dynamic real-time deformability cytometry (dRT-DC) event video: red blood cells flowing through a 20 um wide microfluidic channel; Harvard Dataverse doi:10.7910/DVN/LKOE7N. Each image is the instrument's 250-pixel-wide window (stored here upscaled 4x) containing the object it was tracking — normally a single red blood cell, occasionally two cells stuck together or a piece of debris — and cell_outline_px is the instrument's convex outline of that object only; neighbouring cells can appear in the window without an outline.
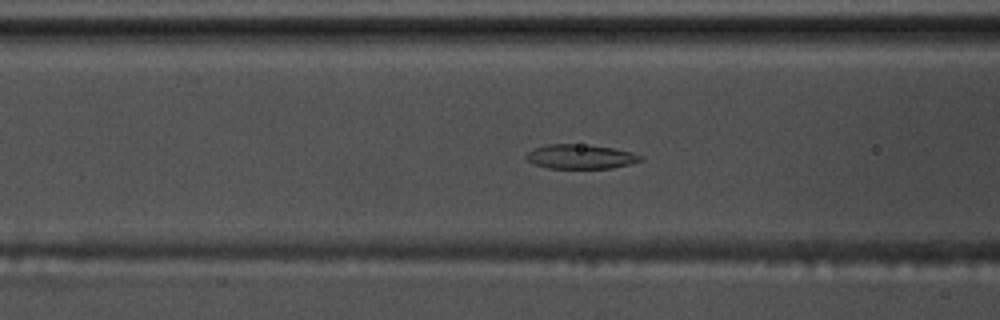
{"species": "common noctule bat (a hibernating species)", "species_latin": "Nyctalus noctula", "temperature_condition": "warm", "stored_images_in_passage": 54, "camera_frame_rate_fps": 3000, "um_per_image_px": 0.085, "animal": {"sex": "male", "body_mass_g": 17.5, "forearm_length_mm": 52.3}, "frame": {"image": 1, "passage_image": 19, "time_ms": 6.0, "image_size_px": [1000, 320], "cell_outline_px": [[644, 160], [632, 164], [612, 168], [548, 168], [536, 164], [528, 160], [524, 156], [528, 152], [536, 148], [548, 144], [572, 144], [612, 148], [632, 152], [644, 156]], "centroid_in_image_um": [49.4, 13.32], "position_along_channel_um": 117.2, "area_um2": 16.07}}
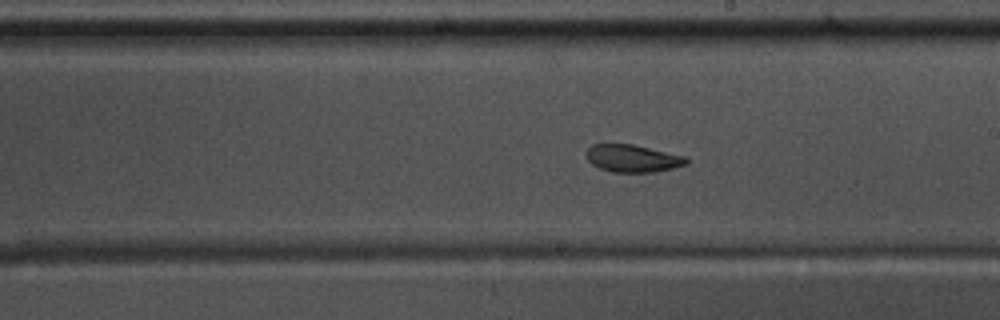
{"frame": {"image": 2, "passage_image": 29, "time_ms": 9.333, "image_size_px": [1000, 320], "cell_outline_px": [[688, 164], [672, 168], [652, 172], [612, 172], [600, 168], [592, 164], [588, 160], [584, 152], [592, 144], [632, 144], [684, 156], [688, 160]], "centroid_in_image_um": [53.73, 13.46], "position_along_channel_um": 235.3, "area_um2": 15.9}}
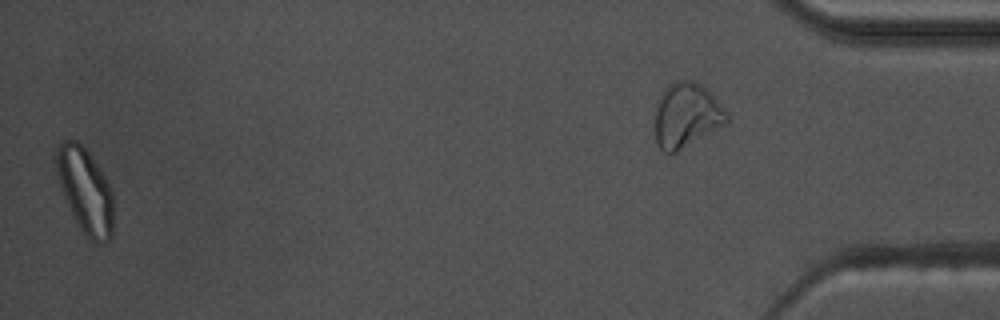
{"frame": {"image": 3, "passage_image": 53, "time_ms": 17.333, "image_size_px": [1000, 320], "cell_outline_px": [[112, 240], [104, 244], [100, 244], [84, 236], [72, 216], [64, 196], [60, 184], [56, 164], [56, 152], [60, 144], [64, 140], [76, 140], [88, 152], [104, 176], [112, 192]], "centroid_in_image_um": [7.25, 16.27], "position_along_channel_um": 427.9, "area_um2": 28.03}, "authors_computed_cell_mechanics": {"area_um2": 18.2648, "velocity_mm_per_s": 3.5604, "shape_relaxation_time_tau1_ms": 5.8399, "shape_relaxation_time_tau2_ms": 1.9187, "deformation_change_tau1": 0.1441, "deformation_change_tau2": 0.049}}